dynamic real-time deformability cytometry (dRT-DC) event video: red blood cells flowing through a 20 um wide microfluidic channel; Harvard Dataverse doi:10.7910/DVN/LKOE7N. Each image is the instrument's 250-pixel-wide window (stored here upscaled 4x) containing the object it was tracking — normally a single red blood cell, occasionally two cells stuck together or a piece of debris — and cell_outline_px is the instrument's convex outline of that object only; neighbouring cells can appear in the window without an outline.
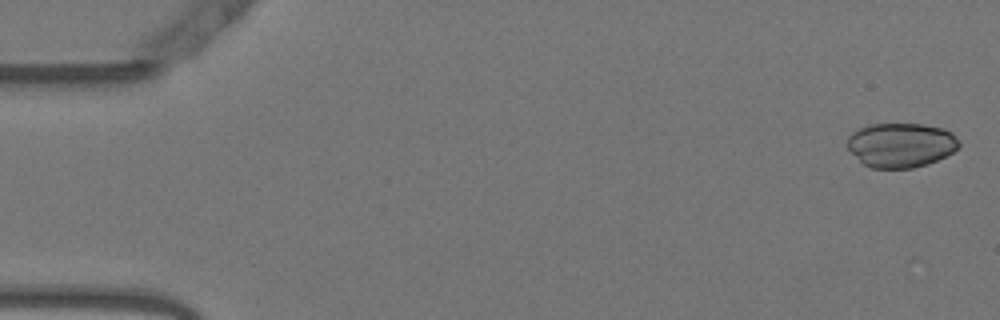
{"species": "Egyptian fruit bat (a non-hibernating species)", "species_latin": "Rousettus aegyptiacus", "temperature_condition": "warm", "stored_images_in_passage": 18, "camera_frame_rate_fps": 3000, "um_per_image_px": 0.085, "animal": {"sex": "female"}, "frame": {"image": 1, "passage_image": 2, "time_ms": 0.333, "image_size_px": [1000, 320], "cell_outline_px": [[960, 144], [952, 152], [936, 160], [912, 168], [872, 168], [864, 164], [848, 148], [848, 136], [852, 132], [860, 128], [872, 124], [924, 124], [944, 128], [952, 132], [960, 140]], "centroid_in_image_um": [76.6, 12.31], "position_along_channel_um": 8.4, "area_um2": 28.73}}
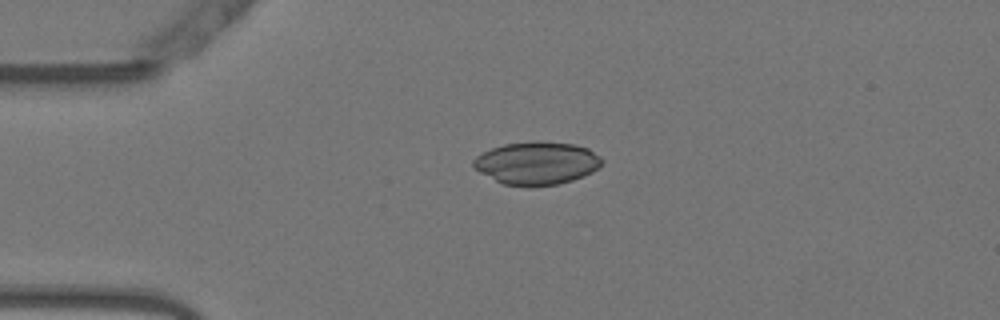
{"frame": {"image": 2, "passage_image": 13, "time_ms": 4.0, "image_size_px": [1000, 320], "cell_outline_px": [[604, 160], [592, 172], [572, 180], [556, 184], [504, 184], [472, 168], [472, 160], [476, 156], [492, 148], [504, 144], [536, 140], [572, 144], [588, 148], [600, 156]], "centroid_in_image_um": [45.61, 13.82], "position_along_channel_um": 39.4, "area_um2": 31.5}}